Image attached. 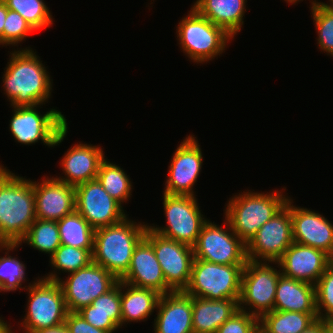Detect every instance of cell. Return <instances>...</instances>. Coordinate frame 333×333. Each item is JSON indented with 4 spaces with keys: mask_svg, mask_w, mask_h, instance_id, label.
<instances>
[{
    "mask_svg": "<svg viewBox=\"0 0 333 333\" xmlns=\"http://www.w3.org/2000/svg\"><path fill=\"white\" fill-rule=\"evenodd\" d=\"M280 275L278 262L248 260L242 271L239 309L258 319L273 311Z\"/></svg>",
    "mask_w": 333,
    "mask_h": 333,
    "instance_id": "cell-9",
    "label": "cell"
},
{
    "mask_svg": "<svg viewBox=\"0 0 333 333\" xmlns=\"http://www.w3.org/2000/svg\"><path fill=\"white\" fill-rule=\"evenodd\" d=\"M318 319L317 313L273 310L259 319V333H301Z\"/></svg>",
    "mask_w": 333,
    "mask_h": 333,
    "instance_id": "cell-28",
    "label": "cell"
},
{
    "mask_svg": "<svg viewBox=\"0 0 333 333\" xmlns=\"http://www.w3.org/2000/svg\"><path fill=\"white\" fill-rule=\"evenodd\" d=\"M33 49L10 52L2 76V90L10 107L45 105L51 100L53 80Z\"/></svg>",
    "mask_w": 333,
    "mask_h": 333,
    "instance_id": "cell-1",
    "label": "cell"
},
{
    "mask_svg": "<svg viewBox=\"0 0 333 333\" xmlns=\"http://www.w3.org/2000/svg\"><path fill=\"white\" fill-rule=\"evenodd\" d=\"M274 310L317 313L315 285L281 274L276 287Z\"/></svg>",
    "mask_w": 333,
    "mask_h": 333,
    "instance_id": "cell-24",
    "label": "cell"
},
{
    "mask_svg": "<svg viewBox=\"0 0 333 333\" xmlns=\"http://www.w3.org/2000/svg\"><path fill=\"white\" fill-rule=\"evenodd\" d=\"M36 220L33 180L17 176L0 163V233L19 244Z\"/></svg>",
    "mask_w": 333,
    "mask_h": 333,
    "instance_id": "cell-2",
    "label": "cell"
},
{
    "mask_svg": "<svg viewBox=\"0 0 333 333\" xmlns=\"http://www.w3.org/2000/svg\"><path fill=\"white\" fill-rule=\"evenodd\" d=\"M34 31L30 24L18 12L8 9L3 28V47L17 46V50L32 49L31 47L18 48V46L20 43H23V41H26Z\"/></svg>",
    "mask_w": 333,
    "mask_h": 333,
    "instance_id": "cell-36",
    "label": "cell"
},
{
    "mask_svg": "<svg viewBox=\"0 0 333 333\" xmlns=\"http://www.w3.org/2000/svg\"><path fill=\"white\" fill-rule=\"evenodd\" d=\"M144 238L153 246L166 284L173 291H184L191 277L193 247L166 238L149 227Z\"/></svg>",
    "mask_w": 333,
    "mask_h": 333,
    "instance_id": "cell-14",
    "label": "cell"
},
{
    "mask_svg": "<svg viewBox=\"0 0 333 333\" xmlns=\"http://www.w3.org/2000/svg\"><path fill=\"white\" fill-rule=\"evenodd\" d=\"M194 259L224 265H245L247 245L232 231L224 219L223 226L208 220L193 246Z\"/></svg>",
    "mask_w": 333,
    "mask_h": 333,
    "instance_id": "cell-11",
    "label": "cell"
},
{
    "mask_svg": "<svg viewBox=\"0 0 333 333\" xmlns=\"http://www.w3.org/2000/svg\"><path fill=\"white\" fill-rule=\"evenodd\" d=\"M328 2L333 6V0H329Z\"/></svg>",
    "mask_w": 333,
    "mask_h": 333,
    "instance_id": "cell-47",
    "label": "cell"
},
{
    "mask_svg": "<svg viewBox=\"0 0 333 333\" xmlns=\"http://www.w3.org/2000/svg\"><path fill=\"white\" fill-rule=\"evenodd\" d=\"M176 26L179 47L191 62L205 64L222 55L234 38L193 7Z\"/></svg>",
    "mask_w": 333,
    "mask_h": 333,
    "instance_id": "cell-5",
    "label": "cell"
},
{
    "mask_svg": "<svg viewBox=\"0 0 333 333\" xmlns=\"http://www.w3.org/2000/svg\"><path fill=\"white\" fill-rule=\"evenodd\" d=\"M245 265H224L194 259L191 277L184 292L208 300L239 299Z\"/></svg>",
    "mask_w": 333,
    "mask_h": 333,
    "instance_id": "cell-8",
    "label": "cell"
},
{
    "mask_svg": "<svg viewBox=\"0 0 333 333\" xmlns=\"http://www.w3.org/2000/svg\"><path fill=\"white\" fill-rule=\"evenodd\" d=\"M23 243L51 257L61 245L57 221L36 219L19 245Z\"/></svg>",
    "mask_w": 333,
    "mask_h": 333,
    "instance_id": "cell-32",
    "label": "cell"
},
{
    "mask_svg": "<svg viewBox=\"0 0 333 333\" xmlns=\"http://www.w3.org/2000/svg\"><path fill=\"white\" fill-rule=\"evenodd\" d=\"M9 243L3 238V236L0 233V249H3L8 245Z\"/></svg>",
    "mask_w": 333,
    "mask_h": 333,
    "instance_id": "cell-45",
    "label": "cell"
},
{
    "mask_svg": "<svg viewBox=\"0 0 333 333\" xmlns=\"http://www.w3.org/2000/svg\"><path fill=\"white\" fill-rule=\"evenodd\" d=\"M273 189L271 193L241 191L231 196L224 207V218L229 222L232 231L247 245L257 231L274 217L285 205L289 196ZM284 193V194H283Z\"/></svg>",
    "mask_w": 333,
    "mask_h": 333,
    "instance_id": "cell-3",
    "label": "cell"
},
{
    "mask_svg": "<svg viewBox=\"0 0 333 333\" xmlns=\"http://www.w3.org/2000/svg\"><path fill=\"white\" fill-rule=\"evenodd\" d=\"M277 262L282 275L316 285L332 258L322 250L293 242Z\"/></svg>",
    "mask_w": 333,
    "mask_h": 333,
    "instance_id": "cell-19",
    "label": "cell"
},
{
    "mask_svg": "<svg viewBox=\"0 0 333 333\" xmlns=\"http://www.w3.org/2000/svg\"><path fill=\"white\" fill-rule=\"evenodd\" d=\"M92 252L93 249H81L61 244L49 258V263L53 271L42 276V278L50 281H58L61 278L58 274H61V272L69 274L87 267L92 262Z\"/></svg>",
    "mask_w": 333,
    "mask_h": 333,
    "instance_id": "cell-29",
    "label": "cell"
},
{
    "mask_svg": "<svg viewBox=\"0 0 333 333\" xmlns=\"http://www.w3.org/2000/svg\"><path fill=\"white\" fill-rule=\"evenodd\" d=\"M216 333H259V319L239 309Z\"/></svg>",
    "mask_w": 333,
    "mask_h": 333,
    "instance_id": "cell-38",
    "label": "cell"
},
{
    "mask_svg": "<svg viewBox=\"0 0 333 333\" xmlns=\"http://www.w3.org/2000/svg\"><path fill=\"white\" fill-rule=\"evenodd\" d=\"M70 333H110L95 328L88 323L78 312H68L64 323Z\"/></svg>",
    "mask_w": 333,
    "mask_h": 333,
    "instance_id": "cell-39",
    "label": "cell"
},
{
    "mask_svg": "<svg viewBox=\"0 0 333 333\" xmlns=\"http://www.w3.org/2000/svg\"><path fill=\"white\" fill-rule=\"evenodd\" d=\"M291 198L293 242L322 250L333 257V224L321 213L295 206Z\"/></svg>",
    "mask_w": 333,
    "mask_h": 333,
    "instance_id": "cell-17",
    "label": "cell"
},
{
    "mask_svg": "<svg viewBox=\"0 0 333 333\" xmlns=\"http://www.w3.org/2000/svg\"><path fill=\"white\" fill-rule=\"evenodd\" d=\"M316 309L318 318L325 320L333 313V265L331 264L321 275L315 285Z\"/></svg>",
    "mask_w": 333,
    "mask_h": 333,
    "instance_id": "cell-37",
    "label": "cell"
},
{
    "mask_svg": "<svg viewBox=\"0 0 333 333\" xmlns=\"http://www.w3.org/2000/svg\"><path fill=\"white\" fill-rule=\"evenodd\" d=\"M310 2L309 10L318 35L317 46L321 52L333 57V6L320 0Z\"/></svg>",
    "mask_w": 333,
    "mask_h": 333,
    "instance_id": "cell-34",
    "label": "cell"
},
{
    "mask_svg": "<svg viewBox=\"0 0 333 333\" xmlns=\"http://www.w3.org/2000/svg\"><path fill=\"white\" fill-rule=\"evenodd\" d=\"M67 275L68 277L64 276L66 279L60 278L57 282L69 312H77L90 305L119 282L115 275L94 262Z\"/></svg>",
    "mask_w": 333,
    "mask_h": 333,
    "instance_id": "cell-12",
    "label": "cell"
},
{
    "mask_svg": "<svg viewBox=\"0 0 333 333\" xmlns=\"http://www.w3.org/2000/svg\"><path fill=\"white\" fill-rule=\"evenodd\" d=\"M160 296L155 290L121 281V328L131 322L147 321L157 309Z\"/></svg>",
    "mask_w": 333,
    "mask_h": 333,
    "instance_id": "cell-27",
    "label": "cell"
},
{
    "mask_svg": "<svg viewBox=\"0 0 333 333\" xmlns=\"http://www.w3.org/2000/svg\"><path fill=\"white\" fill-rule=\"evenodd\" d=\"M88 323L98 329L114 333L121 328V281L100 295L90 305L77 311Z\"/></svg>",
    "mask_w": 333,
    "mask_h": 333,
    "instance_id": "cell-25",
    "label": "cell"
},
{
    "mask_svg": "<svg viewBox=\"0 0 333 333\" xmlns=\"http://www.w3.org/2000/svg\"><path fill=\"white\" fill-rule=\"evenodd\" d=\"M41 104L12 107L9 131L16 143L34 145L38 141L48 148L59 146L68 132L67 119L61 111L51 108L41 114Z\"/></svg>",
    "mask_w": 333,
    "mask_h": 333,
    "instance_id": "cell-6",
    "label": "cell"
},
{
    "mask_svg": "<svg viewBox=\"0 0 333 333\" xmlns=\"http://www.w3.org/2000/svg\"><path fill=\"white\" fill-rule=\"evenodd\" d=\"M76 211L93 229L117 224L128 215L124 206L114 200L97 179L75 187Z\"/></svg>",
    "mask_w": 333,
    "mask_h": 333,
    "instance_id": "cell-16",
    "label": "cell"
},
{
    "mask_svg": "<svg viewBox=\"0 0 333 333\" xmlns=\"http://www.w3.org/2000/svg\"><path fill=\"white\" fill-rule=\"evenodd\" d=\"M239 299L208 300L192 297L193 333H216L239 310Z\"/></svg>",
    "mask_w": 333,
    "mask_h": 333,
    "instance_id": "cell-23",
    "label": "cell"
},
{
    "mask_svg": "<svg viewBox=\"0 0 333 333\" xmlns=\"http://www.w3.org/2000/svg\"><path fill=\"white\" fill-rule=\"evenodd\" d=\"M19 244H8L0 252L6 250L4 256H0V293L15 292L16 290H26L27 285L22 286L26 281V265L18 257L11 256L10 251H16ZM23 283V284H22Z\"/></svg>",
    "mask_w": 333,
    "mask_h": 333,
    "instance_id": "cell-33",
    "label": "cell"
},
{
    "mask_svg": "<svg viewBox=\"0 0 333 333\" xmlns=\"http://www.w3.org/2000/svg\"><path fill=\"white\" fill-rule=\"evenodd\" d=\"M31 333H70L65 324H60L56 327L40 329Z\"/></svg>",
    "mask_w": 333,
    "mask_h": 333,
    "instance_id": "cell-42",
    "label": "cell"
},
{
    "mask_svg": "<svg viewBox=\"0 0 333 333\" xmlns=\"http://www.w3.org/2000/svg\"><path fill=\"white\" fill-rule=\"evenodd\" d=\"M163 209L166 226L149 224L154 232L193 247L203 225L209 220L200 210L196 196L171 195L163 192Z\"/></svg>",
    "mask_w": 333,
    "mask_h": 333,
    "instance_id": "cell-10",
    "label": "cell"
},
{
    "mask_svg": "<svg viewBox=\"0 0 333 333\" xmlns=\"http://www.w3.org/2000/svg\"><path fill=\"white\" fill-rule=\"evenodd\" d=\"M101 147L83 142L73 144L59 162L64 176L55 175V178L74 187L95 180L106 157Z\"/></svg>",
    "mask_w": 333,
    "mask_h": 333,
    "instance_id": "cell-20",
    "label": "cell"
},
{
    "mask_svg": "<svg viewBox=\"0 0 333 333\" xmlns=\"http://www.w3.org/2000/svg\"><path fill=\"white\" fill-rule=\"evenodd\" d=\"M292 243L291 197H289L286 205L261 226L247 244L248 260L277 262Z\"/></svg>",
    "mask_w": 333,
    "mask_h": 333,
    "instance_id": "cell-13",
    "label": "cell"
},
{
    "mask_svg": "<svg viewBox=\"0 0 333 333\" xmlns=\"http://www.w3.org/2000/svg\"><path fill=\"white\" fill-rule=\"evenodd\" d=\"M27 309L20 327L24 333L56 327L65 323L68 309L60 284L42 277L28 283ZM22 321V322H21Z\"/></svg>",
    "mask_w": 333,
    "mask_h": 333,
    "instance_id": "cell-7",
    "label": "cell"
},
{
    "mask_svg": "<svg viewBox=\"0 0 333 333\" xmlns=\"http://www.w3.org/2000/svg\"><path fill=\"white\" fill-rule=\"evenodd\" d=\"M7 14H8V8L6 4L2 0H0V45H2V47H3V28Z\"/></svg>",
    "mask_w": 333,
    "mask_h": 333,
    "instance_id": "cell-41",
    "label": "cell"
},
{
    "mask_svg": "<svg viewBox=\"0 0 333 333\" xmlns=\"http://www.w3.org/2000/svg\"><path fill=\"white\" fill-rule=\"evenodd\" d=\"M156 312L154 333H193L192 296L184 291L161 295Z\"/></svg>",
    "mask_w": 333,
    "mask_h": 333,
    "instance_id": "cell-22",
    "label": "cell"
},
{
    "mask_svg": "<svg viewBox=\"0 0 333 333\" xmlns=\"http://www.w3.org/2000/svg\"><path fill=\"white\" fill-rule=\"evenodd\" d=\"M59 235L62 245H68L81 249L94 248L95 229L81 216L74 211L57 221Z\"/></svg>",
    "mask_w": 333,
    "mask_h": 333,
    "instance_id": "cell-30",
    "label": "cell"
},
{
    "mask_svg": "<svg viewBox=\"0 0 333 333\" xmlns=\"http://www.w3.org/2000/svg\"><path fill=\"white\" fill-rule=\"evenodd\" d=\"M325 322L327 324L328 330L333 332V313L330 314L326 319Z\"/></svg>",
    "mask_w": 333,
    "mask_h": 333,
    "instance_id": "cell-44",
    "label": "cell"
},
{
    "mask_svg": "<svg viewBox=\"0 0 333 333\" xmlns=\"http://www.w3.org/2000/svg\"><path fill=\"white\" fill-rule=\"evenodd\" d=\"M284 1L288 4L295 5L296 3H298V2L300 3V1H303V0H284Z\"/></svg>",
    "mask_w": 333,
    "mask_h": 333,
    "instance_id": "cell-46",
    "label": "cell"
},
{
    "mask_svg": "<svg viewBox=\"0 0 333 333\" xmlns=\"http://www.w3.org/2000/svg\"><path fill=\"white\" fill-rule=\"evenodd\" d=\"M12 326L8 324L3 318L2 315L0 317V333H15L12 332L13 330L11 329Z\"/></svg>",
    "mask_w": 333,
    "mask_h": 333,
    "instance_id": "cell-43",
    "label": "cell"
},
{
    "mask_svg": "<svg viewBox=\"0 0 333 333\" xmlns=\"http://www.w3.org/2000/svg\"><path fill=\"white\" fill-rule=\"evenodd\" d=\"M202 149L195 135H187L173 153L165 181L164 193L197 196L194 185L203 164Z\"/></svg>",
    "mask_w": 333,
    "mask_h": 333,
    "instance_id": "cell-15",
    "label": "cell"
},
{
    "mask_svg": "<svg viewBox=\"0 0 333 333\" xmlns=\"http://www.w3.org/2000/svg\"><path fill=\"white\" fill-rule=\"evenodd\" d=\"M108 160L105 158L101 162L96 179L104 190L123 206V203L129 201L132 196L133 182L121 166Z\"/></svg>",
    "mask_w": 333,
    "mask_h": 333,
    "instance_id": "cell-31",
    "label": "cell"
},
{
    "mask_svg": "<svg viewBox=\"0 0 333 333\" xmlns=\"http://www.w3.org/2000/svg\"><path fill=\"white\" fill-rule=\"evenodd\" d=\"M148 223L126 217L121 222L95 229L92 262L120 279L130 266L133 252L145 237Z\"/></svg>",
    "mask_w": 333,
    "mask_h": 333,
    "instance_id": "cell-4",
    "label": "cell"
},
{
    "mask_svg": "<svg viewBox=\"0 0 333 333\" xmlns=\"http://www.w3.org/2000/svg\"><path fill=\"white\" fill-rule=\"evenodd\" d=\"M119 280L136 287L155 290L161 295L173 291L166 284L153 246L145 238L135 247L128 271Z\"/></svg>",
    "mask_w": 333,
    "mask_h": 333,
    "instance_id": "cell-21",
    "label": "cell"
},
{
    "mask_svg": "<svg viewBox=\"0 0 333 333\" xmlns=\"http://www.w3.org/2000/svg\"><path fill=\"white\" fill-rule=\"evenodd\" d=\"M8 9L18 12L35 31L53 26L54 18L44 0H2Z\"/></svg>",
    "mask_w": 333,
    "mask_h": 333,
    "instance_id": "cell-35",
    "label": "cell"
},
{
    "mask_svg": "<svg viewBox=\"0 0 333 333\" xmlns=\"http://www.w3.org/2000/svg\"><path fill=\"white\" fill-rule=\"evenodd\" d=\"M301 333H328V327L325 320L318 319L308 329L302 331Z\"/></svg>",
    "mask_w": 333,
    "mask_h": 333,
    "instance_id": "cell-40",
    "label": "cell"
},
{
    "mask_svg": "<svg viewBox=\"0 0 333 333\" xmlns=\"http://www.w3.org/2000/svg\"><path fill=\"white\" fill-rule=\"evenodd\" d=\"M192 7L233 38L244 24L247 0H196Z\"/></svg>",
    "mask_w": 333,
    "mask_h": 333,
    "instance_id": "cell-26",
    "label": "cell"
},
{
    "mask_svg": "<svg viewBox=\"0 0 333 333\" xmlns=\"http://www.w3.org/2000/svg\"><path fill=\"white\" fill-rule=\"evenodd\" d=\"M33 180L36 219L59 221L76 210L75 187L63 181L44 176Z\"/></svg>",
    "mask_w": 333,
    "mask_h": 333,
    "instance_id": "cell-18",
    "label": "cell"
}]
</instances>
